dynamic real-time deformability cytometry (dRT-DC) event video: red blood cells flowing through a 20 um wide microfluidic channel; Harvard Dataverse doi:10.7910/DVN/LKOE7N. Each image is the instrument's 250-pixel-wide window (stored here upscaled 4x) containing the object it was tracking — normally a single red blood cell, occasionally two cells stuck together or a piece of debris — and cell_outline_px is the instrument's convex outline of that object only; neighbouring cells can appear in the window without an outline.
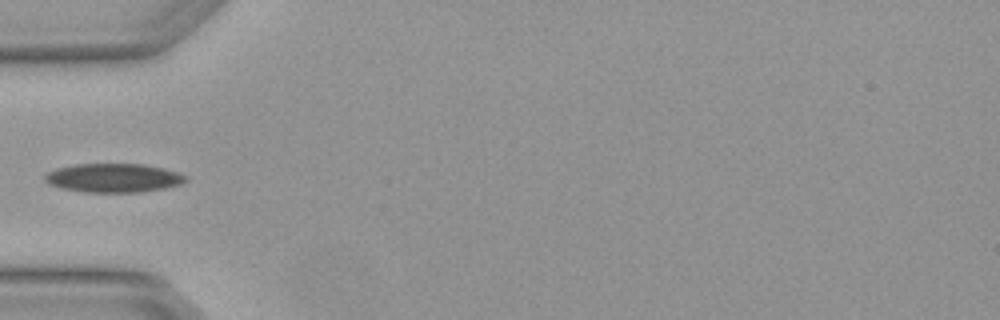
{"species": "Egyptian fruit bat (a non-hibernating species)", "species_latin": "Rousettus aegyptiacus", "temperature_condition": "warm", "stored_images_in_passage": 5, "camera_frame_rate_fps": 3000, "um_per_image_px": 0.085, "animal": {"sex": "female"}, "frame": {"image": 1, "passage_image": 4, "time_ms": 1.0, "image_size_px": [1000, 320], "cell_outline_px": [[188, 180], [180, 184], [164, 188], [140, 192], [84, 192], [60, 188], [48, 184], [44, 180], [44, 176], [48, 172], [56, 168], [76, 164], [144, 164], [164, 168], [188, 176]], "centroid_in_image_um": [9.63, 15.12], "position_along_channel_um": 75.4, "area_um2": 23.76}}
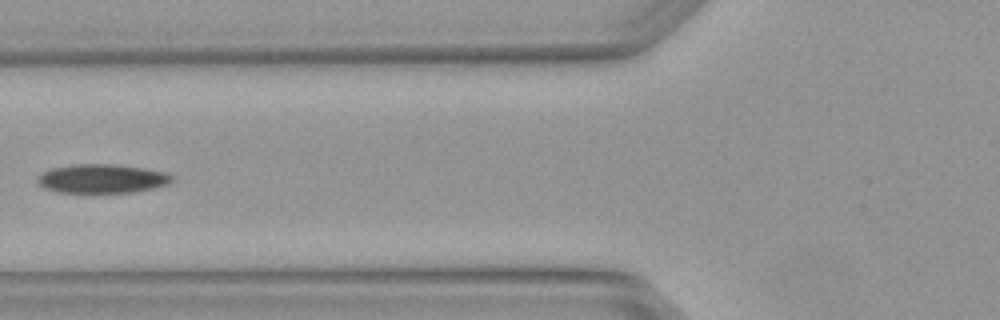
{"frame": {"image": 2, "passage_image": 5, "time_ms": 1.333, "image_size_px": [1000, 320], "cell_outline_px": [[172, 180], [168, 184], [152, 188], [132, 192], [56, 192], [44, 188], [36, 180], [44, 172], [52, 168], [72, 164], [116, 164], [144, 168], [164, 172], [172, 176]], "centroid_in_image_um": [8.66, 15.18], "position_along_channel_um": 117.1, "area_um2": 22.43}}